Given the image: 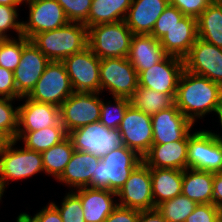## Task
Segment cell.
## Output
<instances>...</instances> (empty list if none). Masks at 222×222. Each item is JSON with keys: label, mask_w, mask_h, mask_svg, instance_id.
Listing matches in <instances>:
<instances>
[{"label": "cell", "mask_w": 222, "mask_h": 222, "mask_svg": "<svg viewBox=\"0 0 222 222\" xmlns=\"http://www.w3.org/2000/svg\"><path fill=\"white\" fill-rule=\"evenodd\" d=\"M222 103V86L207 77L183 70L175 105L194 124L197 118L216 112Z\"/></svg>", "instance_id": "1"}, {"label": "cell", "mask_w": 222, "mask_h": 222, "mask_svg": "<svg viewBox=\"0 0 222 222\" xmlns=\"http://www.w3.org/2000/svg\"><path fill=\"white\" fill-rule=\"evenodd\" d=\"M30 40L50 61L62 62L88 46V28L83 23L69 22Z\"/></svg>", "instance_id": "2"}, {"label": "cell", "mask_w": 222, "mask_h": 222, "mask_svg": "<svg viewBox=\"0 0 222 222\" xmlns=\"http://www.w3.org/2000/svg\"><path fill=\"white\" fill-rule=\"evenodd\" d=\"M143 162L134 150L122 145L101 158L92 177L90 188L118 192L128 180L132 171Z\"/></svg>", "instance_id": "3"}, {"label": "cell", "mask_w": 222, "mask_h": 222, "mask_svg": "<svg viewBox=\"0 0 222 222\" xmlns=\"http://www.w3.org/2000/svg\"><path fill=\"white\" fill-rule=\"evenodd\" d=\"M132 36L124 20L98 24L88 28V47L99 59L127 57Z\"/></svg>", "instance_id": "4"}, {"label": "cell", "mask_w": 222, "mask_h": 222, "mask_svg": "<svg viewBox=\"0 0 222 222\" xmlns=\"http://www.w3.org/2000/svg\"><path fill=\"white\" fill-rule=\"evenodd\" d=\"M17 140H12L0 155V194L3 195L10 180L25 179L44 171L41 152L27 148L14 149ZM10 179V180H9ZM7 182V183H6Z\"/></svg>", "instance_id": "5"}, {"label": "cell", "mask_w": 222, "mask_h": 222, "mask_svg": "<svg viewBox=\"0 0 222 222\" xmlns=\"http://www.w3.org/2000/svg\"><path fill=\"white\" fill-rule=\"evenodd\" d=\"M73 148L99 158L123 145L119 129H109L100 121L77 128L68 133Z\"/></svg>", "instance_id": "6"}, {"label": "cell", "mask_w": 222, "mask_h": 222, "mask_svg": "<svg viewBox=\"0 0 222 222\" xmlns=\"http://www.w3.org/2000/svg\"><path fill=\"white\" fill-rule=\"evenodd\" d=\"M73 93L74 90L64 63L50 61L27 97L37 102L60 107Z\"/></svg>", "instance_id": "7"}, {"label": "cell", "mask_w": 222, "mask_h": 222, "mask_svg": "<svg viewBox=\"0 0 222 222\" xmlns=\"http://www.w3.org/2000/svg\"><path fill=\"white\" fill-rule=\"evenodd\" d=\"M138 85V73L127 57L100 60V92L108 88L114 97L129 99Z\"/></svg>", "instance_id": "8"}, {"label": "cell", "mask_w": 222, "mask_h": 222, "mask_svg": "<svg viewBox=\"0 0 222 222\" xmlns=\"http://www.w3.org/2000/svg\"><path fill=\"white\" fill-rule=\"evenodd\" d=\"M99 94L74 92L60 105V122L67 133L100 120L102 100Z\"/></svg>", "instance_id": "9"}, {"label": "cell", "mask_w": 222, "mask_h": 222, "mask_svg": "<svg viewBox=\"0 0 222 222\" xmlns=\"http://www.w3.org/2000/svg\"><path fill=\"white\" fill-rule=\"evenodd\" d=\"M187 168L222 172V142L211 131L202 130L188 135Z\"/></svg>", "instance_id": "10"}, {"label": "cell", "mask_w": 222, "mask_h": 222, "mask_svg": "<svg viewBox=\"0 0 222 222\" xmlns=\"http://www.w3.org/2000/svg\"><path fill=\"white\" fill-rule=\"evenodd\" d=\"M100 60L87 46L62 61L74 92L100 93Z\"/></svg>", "instance_id": "11"}, {"label": "cell", "mask_w": 222, "mask_h": 222, "mask_svg": "<svg viewBox=\"0 0 222 222\" xmlns=\"http://www.w3.org/2000/svg\"><path fill=\"white\" fill-rule=\"evenodd\" d=\"M116 194L120 197L119 206L139 211L155 209L150 167L140 163Z\"/></svg>", "instance_id": "12"}, {"label": "cell", "mask_w": 222, "mask_h": 222, "mask_svg": "<svg viewBox=\"0 0 222 222\" xmlns=\"http://www.w3.org/2000/svg\"><path fill=\"white\" fill-rule=\"evenodd\" d=\"M29 4V20L22 21V34L27 39L45 31L60 28L70 21L56 0H24Z\"/></svg>", "instance_id": "13"}, {"label": "cell", "mask_w": 222, "mask_h": 222, "mask_svg": "<svg viewBox=\"0 0 222 222\" xmlns=\"http://www.w3.org/2000/svg\"><path fill=\"white\" fill-rule=\"evenodd\" d=\"M50 60L31 42L23 36V50L20 63L13 71L18 99L30 94L40 79Z\"/></svg>", "instance_id": "14"}, {"label": "cell", "mask_w": 222, "mask_h": 222, "mask_svg": "<svg viewBox=\"0 0 222 222\" xmlns=\"http://www.w3.org/2000/svg\"><path fill=\"white\" fill-rule=\"evenodd\" d=\"M118 129L123 145L136 151L143 158L153 144L151 115L130 105L126 109Z\"/></svg>", "instance_id": "15"}, {"label": "cell", "mask_w": 222, "mask_h": 222, "mask_svg": "<svg viewBox=\"0 0 222 222\" xmlns=\"http://www.w3.org/2000/svg\"><path fill=\"white\" fill-rule=\"evenodd\" d=\"M184 69V59L167 55L162 61L138 75L139 86L176 95L178 82Z\"/></svg>", "instance_id": "16"}, {"label": "cell", "mask_w": 222, "mask_h": 222, "mask_svg": "<svg viewBox=\"0 0 222 222\" xmlns=\"http://www.w3.org/2000/svg\"><path fill=\"white\" fill-rule=\"evenodd\" d=\"M184 68L222 86V48L197 38L184 58Z\"/></svg>", "instance_id": "17"}, {"label": "cell", "mask_w": 222, "mask_h": 222, "mask_svg": "<svg viewBox=\"0 0 222 222\" xmlns=\"http://www.w3.org/2000/svg\"><path fill=\"white\" fill-rule=\"evenodd\" d=\"M153 144H168L173 141H188L193 123L176 105L151 116Z\"/></svg>", "instance_id": "18"}, {"label": "cell", "mask_w": 222, "mask_h": 222, "mask_svg": "<svg viewBox=\"0 0 222 222\" xmlns=\"http://www.w3.org/2000/svg\"><path fill=\"white\" fill-rule=\"evenodd\" d=\"M25 99V103L18 106L17 132H32L51 126H63L60 122L58 106L37 102L27 96Z\"/></svg>", "instance_id": "19"}, {"label": "cell", "mask_w": 222, "mask_h": 222, "mask_svg": "<svg viewBox=\"0 0 222 222\" xmlns=\"http://www.w3.org/2000/svg\"><path fill=\"white\" fill-rule=\"evenodd\" d=\"M169 0H132L125 23L133 34L150 35Z\"/></svg>", "instance_id": "20"}, {"label": "cell", "mask_w": 222, "mask_h": 222, "mask_svg": "<svg viewBox=\"0 0 222 222\" xmlns=\"http://www.w3.org/2000/svg\"><path fill=\"white\" fill-rule=\"evenodd\" d=\"M81 200L85 222H104L118 206L116 192L107 189L79 188L74 192Z\"/></svg>", "instance_id": "21"}, {"label": "cell", "mask_w": 222, "mask_h": 222, "mask_svg": "<svg viewBox=\"0 0 222 222\" xmlns=\"http://www.w3.org/2000/svg\"><path fill=\"white\" fill-rule=\"evenodd\" d=\"M188 141H173L168 144H152L143 156V162L150 168L177 169L187 168Z\"/></svg>", "instance_id": "22"}, {"label": "cell", "mask_w": 222, "mask_h": 222, "mask_svg": "<svg viewBox=\"0 0 222 222\" xmlns=\"http://www.w3.org/2000/svg\"><path fill=\"white\" fill-rule=\"evenodd\" d=\"M166 56L160 40L152 35L133 34L127 59L138 75L162 61Z\"/></svg>", "instance_id": "23"}, {"label": "cell", "mask_w": 222, "mask_h": 222, "mask_svg": "<svg viewBox=\"0 0 222 222\" xmlns=\"http://www.w3.org/2000/svg\"><path fill=\"white\" fill-rule=\"evenodd\" d=\"M197 38V19L184 16L160 39V44L167 55L184 59Z\"/></svg>", "instance_id": "24"}, {"label": "cell", "mask_w": 222, "mask_h": 222, "mask_svg": "<svg viewBox=\"0 0 222 222\" xmlns=\"http://www.w3.org/2000/svg\"><path fill=\"white\" fill-rule=\"evenodd\" d=\"M100 160L101 158L90 153L74 150L58 180L71 187H77L76 190L83 187L90 188L91 179L95 177V170Z\"/></svg>", "instance_id": "25"}, {"label": "cell", "mask_w": 222, "mask_h": 222, "mask_svg": "<svg viewBox=\"0 0 222 222\" xmlns=\"http://www.w3.org/2000/svg\"><path fill=\"white\" fill-rule=\"evenodd\" d=\"M150 173L155 207L166 200L181 195L183 170L150 168Z\"/></svg>", "instance_id": "26"}, {"label": "cell", "mask_w": 222, "mask_h": 222, "mask_svg": "<svg viewBox=\"0 0 222 222\" xmlns=\"http://www.w3.org/2000/svg\"><path fill=\"white\" fill-rule=\"evenodd\" d=\"M190 172V173H189ZM214 173L186 168L181 194L197 204H213Z\"/></svg>", "instance_id": "27"}, {"label": "cell", "mask_w": 222, "mask_h": 222, "mask_svg": "<svg viewBox=\"0 0 222 222\" xmlns=\"http://www.w3.org/2000/svg\"><path fill=\"white\" fill-rule=\"evenodd\" d=\"M132 0H92L87 28L125 20Z\"/></svg>", "instance_id": "28"}, {"label": "cell", "mask_w": 222, "mask_h": 222, "mask_svg": "<svg viewBox=\"0 0 222 222\" xmlns=\"http://www.w3.org/2000/svg\"><path fill=\"white\" fill-rule=\"evenodd\" d=\"M197 36L222 48V4L211 3L197 18Z\"/></svg>", "instance_id": "29"}, {"label": "cell", "mask_w": 222, "mask_h": 222, "mask_svg": "<svg viewBox=\"0 0 222 222\" xmlns=\"http://www.w3.org/2000/svg\"><path fill=\"white\" fill-rule=\"evenodd\" d=\"M175 97L176 95L160 93L138 85L129 100L132 107L152 116L161 110L174 106Z\"/></svg>", "instance_id": "30"}, {"label": "cell", "mask_w": 222, "mask_h": 222, "mask_svg": "<svg viewBox=\"0 0 222 222\" xmlns=\"http://www.w3.org/2000/svg\"><path fill=\"white\" fill-rule=\"evenodd\" d=\"M68 137L64 126H51L32 132H17L16 140H24L25 148L43 152Z\"/></svg>", "instance_id": "31"}, {"label": "cell", "mask_w": 222, "mask_h": 222, "mask_svg": "<svg viewBox=\"0 0 222 222\" xmlns=\"http://www.w3.org/2000/svg\"><path fill=\"white\" fill-rule=\"evenodd\" d=\"M74 150L71 139L67 137L62 142L41 152L44 173L51 174L58 179L70 161Z\"/></svg>", "instance_id": "32"}, {"label": "cell", "mask_w": 222, "mask_h": 222, "mask_svg": "<svg viewBox=\"0 0 222 222\" xmlns=\"http://www.w3.org/2000/svg\"><path fill=\"white\" fill-rule=\"evenodd\" d=\"M197 203L184 195H178L159 204L156 208L167 222H185Z\"/></svg>", "instance_id": "33"}, {"label": "cell", "mask_w": 222, "mask_h": 222, "mask_svg": "<svg viewBox=\"0 0 222 222\" xmlns=\"http://www.w3.org/2000/svg\"><path fill=\"white\" fill-rule=\"evenodd\" d=\"M114 104L113 107L110 102L104 103L102 100L101 104V114L100 122L109 129H118L121 121L124 117L126 109L130 106V100L128 98L113 97ZM114 112H113V110Z\"/></svg>", "instance_id": "34"}, {"label": "cell", "mask_w": 222, "mask_h": 222, "mask_svg": "<svg viewBox=\"0 0 222 222\" xmlns=\"http://www.w3.org/2000/svg\"><path fill=\"white\" fill-rule=\"evenodd\" d=\"M18 40V41H17ZM23 50V36L18 39L0 40V67L14 71L20 63Z\"/></svg>", "instance_id": "35"}, {"label": "cell", "mask_w": 222, "mask_h": 222, "mask_svg": "<svg viewBox=\"0 0 222 222\" xmlns=\"http://www.w3.org/2000/svg\"><path fill=\"white\" fill-rule=\"evenodd\" d=\"M13 100L15 99L0 97V130L15 140L18 130V107L13 108Z\"/></svg>", "instance_id": "36"}, {"label": "cell", "mask_w": 222, "mask_h": 222, "mask_svg": "<svg viewBox=\"0 0 222 222\" xmlns=\"http://www.w3.org/2000/svg\"><path fill=\"white\" fill-rule=\"evenodd\" d=\"M59 211L63 222H85L80 198L73 192L64 197L61 206L51 202Z\"/></svg>", "instance_id": "37"}, {"label": "cell", "mask_w": 222, "mask_h": 222, "mask_svg": "<svg viewBox=\"0 0 222 222\" xmlns=\"http://www.w3.org/2000/svg\"><path fill=\"white\" fill-rule=\"evenodd\" d=\"M185 15L182 14L176 7L168 5L161 16L157 19L152 35L155 39L160 40L163 38L171 28L178 24Z\"/></svg>", "instance_id": "38"}, {"label": "cell", "mask_w": 222, "mask_h": 222, "mask_svg": "<svg viewBox=\"0 0 222 222\" xmlns=\"http://www.w3.org/2000/svg\"><path fill=\"white\" fill-rule=\"evenodd\" d=\"M63 8L70 22L83 23L87 27V18L92 0H56Z\"/></svg>", "instance_id": "39"}, {"label": "cell", "mask_w": 222, "mask_h": 222, "mask_svg": "<svg viewBox=\"0 0 222 222\" xmlns=\"http://www.w3.org/2000/svg\"><path fill=\"white\" fill-rule=\"evenodd\" d=\"M17 6L0 5V39H9L6 34L8 30H15L18 37L23 36L22 34V22L16 21L18 13Z\"/></svg>", "instance_id": "40"}, {"label": "cell", "mask_w": 222, "mask_h": 222, "mask_svg": "<svg viewBox=\"0 0 222 222\" xmlns=\"http://www.w3.org/2000/svg\"><path fill=\"white\" fill-rule=\"evenodd\" d=\"M169 4L185 16L197 19L211 2L210 0H169Z\"/></svg>", "instance_id": "41"}, {"label": "cell", "mask_w": 222, "mask_h": 222, "mask_svg": "<svg viewBox=\"0 0 222 222\" xmlns=\"http://www.w3.org/2000/svg\"><path fill=\"white\" fill-rule=\"evenodd\" d=\"M221 208L214 204H197L185 222H215L219 219Z\"/></svg>", "instance_id": "42"}, {"label": "cell", "mask_w": 222, "mask_h": 222, "mask_svg": "<svg viewBox=\"0 0 222 222\" xmlns=\"http://www.w3.org/2000/svg\"><path fill=\"white\" fill-rule=\"evenodd\" d=\"M0 96L4 98L18 99L14 73L3 67H0Z\"/></svg>", "instance_id": "43"}, {"label": "cell", "mask_w": 222, "mask_h": 222, "mask_svg": "<svg viewBox=\"0 0 222 222\" xmlns=\"http://www.w3.org/2000/svg\"><path fill=\"white\" fill-rule=\"evenodd\" d=\"M139 210L117 206L104 222H137Z\"/></svg>", "instance_id": "44"}, {"label": "cell", "mask_w": 222, "mask_h": 222, "mask_svg": "<svg viewBox=\"0 0 222 222\" xmlns=\"http://www.w3.org/2000/svg\"><path fill=\"white\" fill-rule=\"evenodd\" d=\"M31 218L35 222H63L58 209L52 203H49Z\"/></svg>", "instance_id": "45"}, {"label": "cell", "mask_w": 222, "mask_h": 222, "mask_svg": "<svg viewBox=\"0 0 222 222\" xmlns=\"http://www.w3.org/2000/svg\"><path fill=\"white\" fill-rule=\"evenodd\" d=\"M213 204L222 208V172L214 173Z\"/></svg>", "instance_id": "46"}, {"label": "cell", "mask_w": 222, "mask_h": 222, "mask_svg": "<svg viewBox=\"0 0 222 222\" xmlns=\"http://www.w3.org/2000/svg\"><path fill=\"white\" fill-rule=\"evenodd\" d=\"M137 222H167L157 208L139 212Z\"/></svg>", "instance_id": "47"}, {"label": "cell", "mask_w": 222, "mask_h": 222, "mask_svg": "<svg viewBox=\"0 0 222 222\" xmlns=\"http://www.w3.org/2000/svg\"><path fill=\"white\" fill-rule=\"evenodd\" d=\"M12 139L2 130H0V155L7 149Z\"/></svg>", "instance_id": "48"}, {"label": "cell", "mask_w": 222, "mask_h": 222, "mask_svg": "<svg viewBox=\"0 0 222 222\" xmlns=\"http://www.w3.org/2000/svg\"><path fill=\"white\" fill-rule=\"evenodd\" d=\"M24 0H0V5L19 6Z\"/></svg>", "instance_id": "49"}, {"label": "cell", "mask_w": 222, "mask_h": 222, "mask_svg": "<svg viewBox=\"0 0 222 222\" xmlns=\"http://www.w3.org/2000/svg\"><path fill=\"white\" fill-rule=\"evenodd\" d=\"M216 114L219 116V121L221 123L222 126V103L219 106V108L216 110ZM222 128V127H221ZM213 136L218 139L220 142H222V136H219V134H215L213 133Z\"/></svg>", "instance_id": "50"}, {"label": "cell", "mask_w": 222, "mask_h": 222, "mask_svg": "<svg viewBox=\"0 0 222 222\" xmlns=\"http://www.w3.org/2000/svg\"><path fill=\"white\" fill-rule=\"evenodd\" d=\"M17 222H35L31 216L27 213H21L18 217H17Z\"/></svg>", "instance_id": "51"}, {"label": "cell", "mask_w": 222, "mask_h": 222, "mask_svg": "<svg viewBox=\"0 0 222 222\" xmlns=\"http://www.w3.org/2000/svg\"><path fill=\"white\" fill-rule=\"evenodd\" d=\"M211 3L222 4V0H210Z\"/></svg>", "instance_id": "52"}, {"label": "cell", "mask_w": 222, "mask_h": 222, "mask_svg": "<svg viewBox=\"0 0 222 222\" xmlns=\"http://www.w3.org/2000/svg\"><path fill=\"white\" fill-rule=\"evenodd\" d=\"M219 219H220L221 222H222V208H221V211H220V214H219Z\"/></svg>", "instance_id": "53"}]
</instances>
